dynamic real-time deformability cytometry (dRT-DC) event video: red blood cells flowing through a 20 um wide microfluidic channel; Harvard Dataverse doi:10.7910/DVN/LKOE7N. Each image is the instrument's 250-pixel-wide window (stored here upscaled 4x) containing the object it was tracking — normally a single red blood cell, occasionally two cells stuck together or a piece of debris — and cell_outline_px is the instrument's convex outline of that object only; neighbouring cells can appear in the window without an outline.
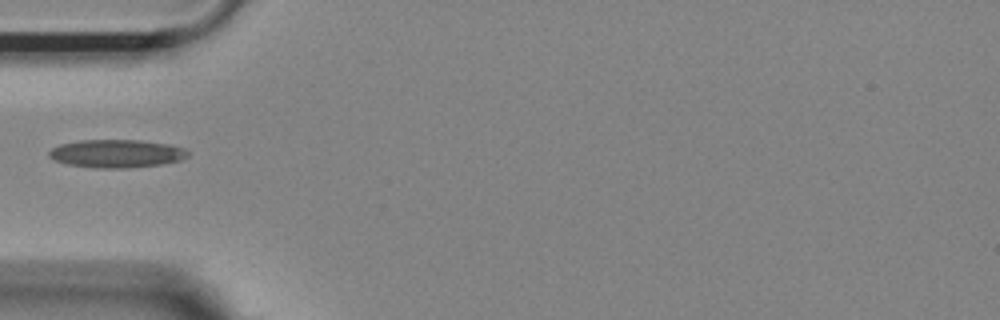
{"species": "Egyptian fruit bat (a non-hibernating species)", "species_latin": "Rousettus aegyptiacus", "temperature_condition": "room temperature", "stored_images_in_passage": 37, "camera_frame_rate_fps": 3000, "um_per_image_px": 0.085, "animal": {"sex": "female"}, "frame": {"image": 1, "passage_image": 1, "time_ms": 0.0, "image_size_px": [1000, 320], "cell_outline_px": [[188, 156], [180, 160], [160, 164], [128, 168], [92, 168], [68, 164], [52, 160], [48, 156], [48, 152], [52, 148], [60, 144], [80, 140], [140, 140], [172, 144], [184, 148], [188, 152]], "centroid_in_image_um": [9.89, 13.05], "position_along_channel_um": 75.1, "area_um2": 22.89}}
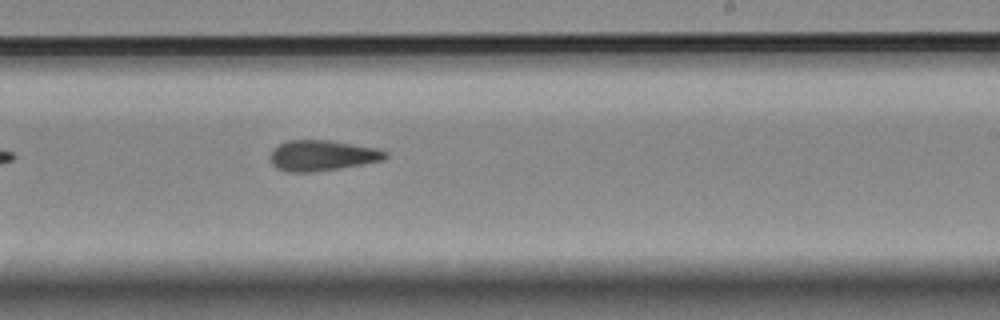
{"frame": {"image": 2, "passage_image": 16, "time_ms": 5.0, "image_size_px": [1000, 320], "cell_outline_px": [[388, 156], [384, 160], [340, 168], [312, 172], [288, 172], [276, 168], [272, 164], [272, 152], [280, 144], [288, 140], [328, 140], [376, 148], [388, 152]], "centroid_in_image_um": [27.42, 13.22], "position_along_channel_um": 261.6, "area_um2": 20.29}}
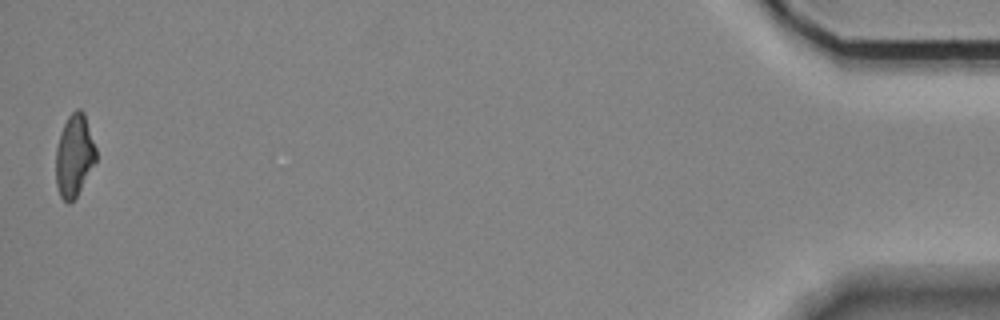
{"frame": {"image": 3, "passage_image": 37, "time_ms": 12.0, "image_size_px": [1000, 320], "cell_outline_px": [[96, 160], [76, 196], [68, 204], [60, 196], [56, 184], [56, 148], [64, 124], [68, 116], [76, 108], [80, 108], [84, 112], [96, 148]], "centroid_in_image_um": [6.31, 13.2], "position_along_channel_um": 428.9, "area_um2": 18.96}}